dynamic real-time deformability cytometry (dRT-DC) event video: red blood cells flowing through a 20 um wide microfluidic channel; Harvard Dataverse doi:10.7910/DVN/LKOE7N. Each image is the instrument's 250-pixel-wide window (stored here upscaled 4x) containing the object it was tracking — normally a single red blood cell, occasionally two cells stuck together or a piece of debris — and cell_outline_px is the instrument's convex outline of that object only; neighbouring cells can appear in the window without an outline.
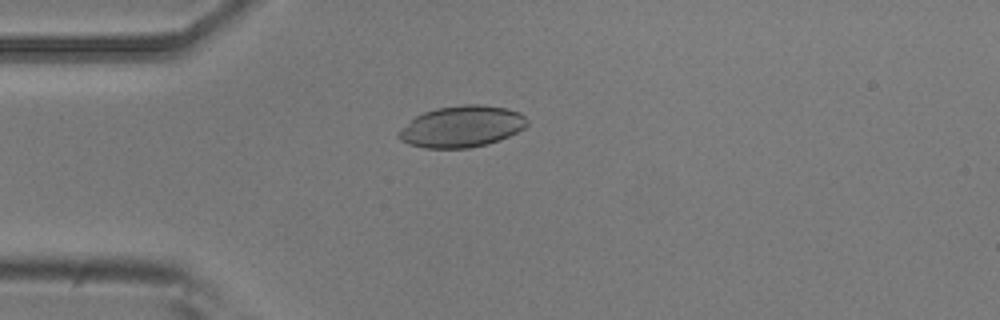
{"species": "common noctule bat (a hibernating species)", "species_latin": "Nyctalus noctula", "temperature_condition": "room temperature", "stored_images_in_passage": 10, "camera_frame_rate_fps": 3000, "um_per_image_px": 0.085, "animal": {"sex": "male", "body_mass_g": 20.5, "forearm_length_mm": 52.5}, "frame": {"image": 1, "passage_image": 4, "time_ms": 4.333, "image_size_px": [1000, 320], "cell_outline_px": [[528, 124], [524, 128], [500, 140], [488, 144], [468, 148], [424, 148], [408, 144], [400, 140], [396, 136], [396, 132], [416, 116], [424, 112], [436, 108], [464, 104], [480, 104], [508, 108], [520, 112], [528, 120]], "centroid_in_image_um": [39.24, 10.75], "position_along_channel_um": 45.8, "area_um2": 31.21}}
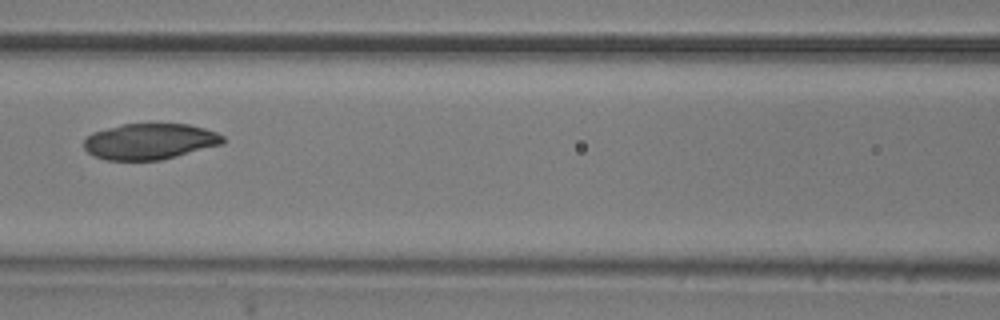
{"frame": {"image": 2, "passage_image": 7, "time_ms": 7.667, "image_size_px": [1000, 320], "cell_outline_px": [[224, 144], [160, 160], [108, 160], [96, 156], [88, 152], [84, 148], [84, 140], [92, 132], [124, 124], [188, 124], [204, 128], [216, 132], [224, 136]], "centroid_in_image_um": [12.76, 12.02], "position_along_channel_um": 153.8, "area_um2": 28.96}}
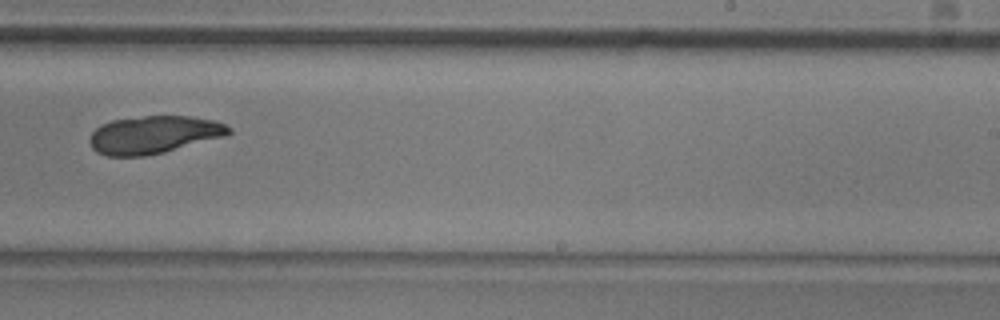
{"frame": {"image": 3, "passage_image": 10, "time_ms": 11.0, "image_size_px": [1000, 320], "cell_outline_px": [[232, 132], [228, 136], [164, 152], [144, 156], [108, 156], [96, 152], [92, 148], [88, 140], [92, 132], [100, 124], [112, 120], [144, 116], [192, 116], [212, 120], [224, 124], [232, 128]], "centroid_in_image_um": [13.08, 11.45], "position_along_channel_um": 275.9, "area_um2": 30.81}}